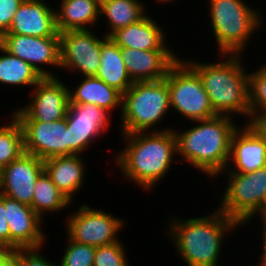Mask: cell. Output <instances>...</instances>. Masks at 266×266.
<instances>
[{
	"label": "cell",
	"instance_id": "cell-1",
	"mask_svg": "<svg viewBox=\"0 0 266 266\" xmlns=\"http://www.w3.org/2000/svg\"><path fill=\"white\" fill-rule=\"evenodd\" d=\"M121 135L126 146L117 151L111 161L121 171L124 180L149 193L166 175L169 176L167 173L174 161L178 162L175 133L170 129Z\"/></svg>",
	"mask_w": 266,
	"mask_h": 266
},
{
	"label": "cell",
	"instance_id": "cell-2",
	"mask_svg": "<svg viewBox=\"0 0 266 266\" xmlns=\"http://www.w3.org/2000/svg\"><path fill=\"white\" fill-rule=\"evenodd\" d=\"M203 216L188 217L170 215L166 236L174 244L175 252L186 266H222L223 244L241 225L218 208ZM168 231V232H167Z\"/></svg>",
	"mask_w": 266,
	"mask_h": 266
},
{
	"label": "cell",
	"instance_id": "cell-3",
	"mask_svg": "<svg viewBox=\"0 0 266 266\" xmlns=\"http://www.w3.org/2000/svg\"><path fill=\"white\" fill-rule=\"evenodd\" d=\"M234 121L233 117L217 115L209 119L192 121L189 129L184 130L181 126L179 130L174 126L179 164L185 162L190 168L192 165V169L199 170L198 172L208 176V180L210 178L211 183L214 182L228 165L231 138L240 126ZM193 123L196 124L192 126Z\"/></svg>",
	"mask_w": 266,
	"mask_h": 266
},
{
	"label": "cell",
	"instance_id": "cell-4",
	"mask_svg": "<svg viewBox=\"0 0 266 266\" xmlns=\"http://www.w3.org/2000/svg\"><path fill=\"white\" fill-rule=\"evenodd\" d=\"M219 57L215 62L198 61L195 58L184 60L198 73L217 115L235 119L242 115L243 119H247L242 123H250L249 71L244 57L227 54H220Z\"/></svg>",
	"mask_w": 266,
	"mask_h": 266
},
{
	"label": "cell",
	"instance_id": "cell-5",
	"mask_svg": "<svg viewBox=\"0 0 266 266\" xmlns=\"http://www.w3.org/2000/svg\"><path fill=\"white\" fill-rule=\"evenodd\" d=\"M206 5L217 56L246 54L250 39L266 28L264 14L245 0H207Z\"/></svg>",
	"mask_w": 266,
	"mask_h": 266
},
{
	"label": "cell",
	"instance_id": "cell-6",
	"mask_svg": "<svg viewBox=\"0 0 266 266\" xmlns=\"http://www.w3.org/2000/svg\"><path fill=\"white\" fill-rule=\"evenodd\" d=\"M170 110V94L165 78L134 82L122 95V111L119 115L121 121L118 125L120 134L173 129V126L158 127Z\"/></svg>",
	"mask_w": 266,
	"mask_h": 266
},
{
	"label": "cell",
	"instance_id": "cell-7",
	"mask_svg": "<svg viewBox=\"0 0 266 266\" xmlns=\"http://www.w3.org/2000/svg\"><path fill=\"white\" fill-rule=\"evenodd\" d=\"M169 94L170 109L187 121L209 119L217 116L211 106L198 73L181 57L168 69L165 77ZM173 109V110H172Z\"/></svg>",
	"mask_w": 266,
	"mask_h": 266
},
{
	"label": "cell",
	"instance_id": "cell-8",
	"mask_svg": "<svg viewBox=\"0 0 266 266\" xmlns=\"http://www.w3.org/2000/svg\"><path fill=\"white\" fill-rule=\"evenodd\" d=\"M226 175L224 193L218 209L244 225L261 207L266 193V167L250 173H229L226 169L216 178ZM220 176V177H219Z\"/></svg>",
	"mask_w": 266,
	"mask_h": 266
},
{
	"label": "cell",
	"instance_id": "cell-9",
	"mask_svg": "<svg viewBox=\"0 0 266 266\" xmlns=\"http://www.w3.org/2000/svg\"><path fill=\"white\" fill-rule=\"evenodd\" d=\"M77 208L73 212L68 211L64 220L65 235L72 241L98 247L120 240L118 235L126 225L124 219L95 206L92 208L87 203Z\"/></svg>",
	"mask_w": 266,
	"mask_h": 266
},
{
	"label": "cell",
	"instance_id": "cell-10",
	"mask_svg": "<svg viewBox=\"0 0 266 266\" xmlns=\"http://www.w3.org/2000/svg\"><path fill=\"white\" fill-rule=\"evenodd\" d=\"M65 83L60 77L42 78L30 89L28 98L31 99L24 107H15L12 114L19 122L51 123L64 119L69 104L68 84Z\"/></svg>",
	"mask_w": 266,
	"mask_h": 266
},
{
	"label": "cell",
	"instance_id": "cell-11",
	"mask_svg": "<svg viewBox=\"0 0 266 266\" xmlns=\"http://www.w3.org/2000/svg\"><path fill=\"white\" fill-rule=\"evenodd\" d=\"M111 116L113 115L95 104L69 103L66 113L69 156H84V153L90 151L92 144H96L98 138L101 139L104 134L108 135L112 126Z\"/></svg>",
	"mask_w": 266,
	"mask_h": 266
},
{
	"label": "cell",
	"instance_id": "cell-12",
	"mask_svg": "<svg viewBox=\"0 0 266 266\" xmlns=\"http://www.w3.org/2000/svg\"><path fill=\"white\" fill-rule=\"evenodd\" d=\"M95 32V33H94ZM60 35L61 70L82 76H96L104 33L93 30L62 31Z\"/></svg>",
	"mask_w": 266,
	"mask_h": 266
},
{
	"label": "cell",
	"instance_id": "cell-13",
	"mask_svg": "<svg viewBox=\"0 0 266 266\" xmlns=\"http://www.w3.org/2000/svg\"><path fill=\"white\" fill-rule=\"evenodd\" d=\"M0 45L10 54L28 62L42 78L59 76L51 69L61 68L60 37L3 34ZM49 67H52L50 71Z\"/></svg>",
	"mask_w": 266,
	"mask_h": 266
},
{
	"label": "cell",
	"instance_id": "cell-14",
	"mask_svg": "<svg viewBox=\"0 0 266 266\" xmlns=\"http://www.w3.org/2000/svg\"><path fill=\"white\" fill-rule=\"evenodd\" d=\"M23 131L24 151L42 160L69 156L66 117L48 122H19Z\"/></svg>",
	"mask_w": 266,
	"mask_h": 266
},
{
	"label": "cell",
	"instance_id": "cell-15",
	"mask_svg": "<svg viewBox=\"0 0 266 266\" xmlns=\"http://www.w3.org/2000/svg\"><path fill=\"white\" fill-rule=\"evenodd\" d=\"M4 208L10 230V249L38 248L48 242V235L43 228L45 221L31 206L4 195Z\"/></svg>",
	"mask_w": 266,
	"mask_h": 266
},
{
	"label": "cell",
	"instance_id": "cell-16",
	"mask_svg": "<svg viewBox=\"0 0 266 266\" xmlns=\"http://www.w3.org/2000/svg\"><path fill=\"white\" fill-rule=\"evenodd\" d=\"M264 167H266L264 137L251 123L241 124L231 138L226 170L229 173H250Z\"/></svg>",
	"mask_w": 266,
	"mask_h": 266
},
{
	"label": "cell",
	"instance_id": "cell-17",
	"mask_svg": "<svg viewBox=\"0 0 266 266\" xmlns=\"http://www.w3.org/2000/svg\"><path fill=\"white\" fill-rule=\"evenodd\" d=\"M44 172V160L23 153L18 159L3 167L0 193L31 206L35 183Z\"/></svg>",
	"mask_w": 266,
	"mask_h": 266
},
{
	"label": "cell",
	"instance_id": "cell-18",
	"mask_svg": "<svg viewBox=\"0 0 266 266\" xmlns=\"http://www.w3.org/2000/svg\"><path fill=\"white\" fill-rule=\"evenodd\" d=\"M47 2L24 0L15 13L8 32L4 34L60 37L56 27L55 8Z\"/></svg>",
	"mask_w": 266,
	"mask_h": 266
},
{
	"label": "cell",
	"instance_id": "cell-19",
	"mask_svg": "<svg viewBox=\"0 0 266 266\" xmlns=\"http://www.w3.org/2000/svg\"><path fill=\"white\" fill-rule=\"evenodd\" d=\"M174 51L121 47L123 61L133 82L164 79L170 66L180 57Z\"/></svg>",
	"mask_w": 266,
	"mask_h": 266
},
{
	"label": "cell",
	"instance_id": "cell-20",
	"mask_svg": "<svg viewBox=\"0 0 266 266\" xmlns=\"http://www.w3.org/2000/svg\"><path fill=\"white\" fill-rule=\"evenodd\" d=\"M148 14L138 22L117 30L110 38L120 47L138 50H172V45L170 47L166 41L167 32L164 31V27L155 20L154 16Z\"/></svg>",
	"mask_w": 266,
	"mask_h": 266
},
{
	"label": "cell",
	"instance_id": "cell-21",
	"mask_svg": "<svg viewBox=\"0 0 266 266\" xmlns=\"http://www.w3.org/2000/svg\"><path fill=\"white\" fill-rule=\"evenodd\" d=\"M86 165L82 155L56 156L44 160V171L74 204L76 194L85 186Z\"/></svg>",
	"mask_w": 266,
	"mask_h": 266
},
{
	"label": "cell",
	"instance_id": "cell-22",
	"mask_svg": "<svg viewBox=\"0 0 266 266\" xmlns=\"http://www.w3.org/2000/svg\"><path fill=\"white\" fill-rule=\"evenodd\" d=\"M55 7L58 32L93 30L101 22L100 0H60ZM59 8V9H58Z\"/></svg>",
	"mask_w": 266,
	"mask_h": 266
},
{
	"label": "cell",
	"instance_id": "cell-23",
	"mask_svg": "<svg viewBox=\"0 0 266 266\" xmlns=\"http://www.w3.org/2000/svg\"><path fill=\"white\" fill-rule=\"evenodd\" d=\"M75 86H69V103L95 104L108 111H122V94L96 76H82ZM75 87V88H74ZM118 109V110H117Z\"/></svg>",
	"mask_w": 266,
	"mask_h": 266
},
{
	"label": "cell",
	"instance_id": "cell-24",
	"mask_svg": "<svg viewBox=\"0 0 266 266\" xmlns=\"http://www.w3.org/2000/svg\"><path fill=\"white\" fill-rule=\"evenodd\" d=\"M96 77L122 95L134 83L126 69L121 47L104 35L100 52V67Z\"/></svg>",
	"mask_w": 266,
	"mask_h": 266
},
{
	"label": "cell",
	"instance_id": "cell-25",
	"mask_svg": "<svg viewBox=\"0 0 266 266\" xmlns=\"http://www.w3.org/2000/svg\"><path fill=\"white\" fill-rule=\"evenodd\" d=\"M147 8L141 0H100V18L107 19L105 26H108L104 35L110 37L117 30L138 22L149 12Z\"/></svg>",
	"mask_w": 266,
	"mask_h": 266
},
{
	"label": "cell",
	"instance_id": "cell-26",
	"mask_svg": "<svg viewBox=\"0 0 266 266\" xmlns=\"http://www.w3.org/2000/svg\"><path fill=\"white\" fill-rule=\"evenodd\" d=\"M41 79L40 74L28 62L10 54L0 45V84L4 88H33Z\"/></svg>",
	"mask_w": 266,
	"mask_h": 266
},
{
	"label": "cell",
	"instance_id": "cell-27",
	"mask_svg": "<svg viewBox=\"0 0 266 266\" xmlns=\"http://www.w3.org/2000/svg\"><path fill=\"white\" fill-rule=\"evenodd\" d=\"M70 206H73V203L55 186L44 171L35 183L32 209L44 221L45 214L55 213L56 215L63 210L69 211Z\"/></svg>",
	"mask_w": 266,
	"mask_h": 266
},
{
	"label": "cell",
	"instance_id": "cell-28",
	"mask_svg": "<svg viewBox=\"0 0 266 266\" xmlns=\"http://www.w3.org/2000/svg\"><path fill=\"white\" fill-rule=\"evenodd\" d=\"M8 119V122L4 119V124L0 126V166L2 168L25 153L21 125L13 114H10Z\"/></svg>",
	"mask_w": 266,
	"mask_h": 266
},
{
	"label": "cell",
	"instance_id": "cell-29",
	"mask_svg": "<svg viewBox=\"0 0 266 266\" xmlns=\"http://www.w3.org/2000/svg\"><path fill=\"white\" fill-rule=\"evenodd\" d=\"M250 122L266 117V63L256 70L249 71L248 76Z\"/></svg>",
	"mask_w": 266,
	"mask_h": 266
},
{
	"label": "cell",
	"instance_id": "cell-30",
	"mask_svg": "<svg viewBox=\"0 0 266 266\" xmlns=\"http://www.w3.org/2000/svg\"><path fill=\"white\" fill-rule=\"evenodd\" d=\"M65 250L58 266H93L95 247L72 241L67 235Z\"/></svg>",
	"mask_w": 266,
	"mask_h": 266
},
{
	"label": "cell",
	"instance_id": "cell-31",
	"mask_svg": "<svg viewBox=\"0 0 266 266\" xmlns=\"http://www.w3.org/2000/svg\"><path fill=\"white\" fill-rule=\"evenodd\" d=\"M126 248L121 239L109 245L95 247L93 266H130Z\"/></svg>",
	"mask_w": 266,
	"mask_h": 266
},
{
	"label": "cell",
	"instance_id": "cell-32",
	"mask_svg": "<svg viewBox=\"0 0 266 266\" xmlns=\"http://www.w3.org/2000/svg\"><path fill=\"white\" fill-rule=\"evenodd\" d=\"M45 246L38 248H21V266H58V262L50 260V257L43 256ZM49 258V259H48Z\"/></svg>",
	"mask_w": 266,
	"mask_h": 266
},
{
	"label": "cell",
	"instance_id": "cell-33",
	"mask_svg": "<svg viewBox=\"0 0 266 266\" xmlns=\"http://www.w3.org/2000/svg\"><path fill=\"white\" fill-rule=\"evenodd\" d=\"M24 0H0V37L8 32L13 17Z\"/></svg>",
	"mask_w": 266,
	"mask_h": 266
},
{
	"label": "cell",
	"instance_id": "cell-34",
	"mask_svg": "<svg viewBox=\"0 0 266 266\" xmlns=\"http://www.w3.org/2000/svg\"><path fill=\"white\" fill-rule=\"evenodd\" d=\"M4 208V195L0 193V247L10 249V230Z\"/></svg>",
	"mask_w": 266,
	"mask_h": 266
},
{
	"label": "cell",
	"instance_id": "cell-35",
	"mask_svg": "<svg viewBox=\"0 0 266 266\" xmlns=\"http://www.w3.org/2000/svg\"><path fill=\"white\" fill-rule=\"evenodd\" d=\"M258 219H259V221H257V222H259L261 225L260 226H262L260 229L262 230V231H260L261 232V234H260V236H261V241H260V245H259V247L258 248H260V253H258V263H260V264H264V265H266V216H264V217H258ZM262 245V246H261ZM262 247V249H261V247ZM260 255V256H259Z\"/></svg>",
	"mask_w": 266,
	"mask_h": 266
},
{
	"label": "cell",
	"instance_id": "cell-36",
	"mask_svg": "<svg viewBox=\"0 0 266 266\" xmlns=\"http://www.w3.org/2000/svg\"><path fill=\"white\" fill-rule=\"evenodd\" d=\"M0 266H21V248L12 249L1 260Z\"/></svg>",
	"mask_w": 266,
	"mask_h": 266
},
{
	"label": "cell",
	"instance_id": "cell-37",
	"mask_svg": "<svg viewBox=\"0 0 266 266\" xmlns=\"http://www.w3.org/2000/svg\"><path fill=\"white\" fill-rule=\"evenodd\" d=\"M250 123L261 133L266 141V117L257 118Z\"/></svg>",
	"mask_w": 266,
	"mask_h": 266
},
{
	"label": "cell",
	"instance_id": "cell-38",
	"mask_svg": "<svg viewBox=\"0 0 266 266\" xmlns=\"http://www.w3.org/2000/svg\"><path fill=\"white\" fill-rule=\"evenodd\" d=\"M256 216H257V218L266 216V193H265V196H264V199L262 201V205H261L260 209L244 224V226L246 224L248 225V223L251 222L250 220L257 219Z\"/></svg>",
	"mask_w": 266,
	"mask_h": 266
},
{
	"label": "cell",
	"instance_id": "cell-39",
	"mask_svg": "<svg viewBox=\"0 0 266 266\" xmlns=\"http://www.w3.org/2000/svg\"><path fill=\"white\" fill-rule=\"evenodd\" d=\"M12 249L6 247H0V264L1 260L11 251Z\"/></svg>",
	"mask_w": 266,
	"mask_h": 266
},
{
	"label": "cell",
	"instance_id": "cell-40",
	"mask_svg": "<svg viewBox=\"0 0 266 266\" xmlns=\"http://www.w3.org/2000/svg\"><path fill=\"white\" fill-rule=\"evenodd\" d=\"M155 2H156V4L158 3V4H163V5H167L168 3L170 4L171 2L174 4V2H177V0L175 1V0H154ZM160 2V3H159Z\"/></svg>",
	"mask_w": 266,
	"mask_h": 266
},
{
	"label": "cell",
	"instance_id": "cell-41",
	"mask_svg": "<svg viewBox=\"0 0 266 266\" xmlns=\"http://www.w3.org/2000/svg\"><path fill=\"white\" fill-rule=\"evenodd\" d=\"M2 174H3V168L0 166V190L2 187Z\"/></svg>",
	"mask_w": 266,
	"mask_h": 266
},
{
	"label": "cell",
	"instance_id": "cell-42",
	"mask_svg": "<svg viewBox=\"0 0 266 266\" xmlns=\"http://www.w3.org/2000/svg\"><path fill=\"white\" fill-rule=\"evenodd\" d=\"M256 264H257V265H256ZM256 264H255V266H266V265H264V264L257 263V261H256Z\"/></svg>",
	"mask_w": 266,
	"mask_h": 266
}]
</instances>
